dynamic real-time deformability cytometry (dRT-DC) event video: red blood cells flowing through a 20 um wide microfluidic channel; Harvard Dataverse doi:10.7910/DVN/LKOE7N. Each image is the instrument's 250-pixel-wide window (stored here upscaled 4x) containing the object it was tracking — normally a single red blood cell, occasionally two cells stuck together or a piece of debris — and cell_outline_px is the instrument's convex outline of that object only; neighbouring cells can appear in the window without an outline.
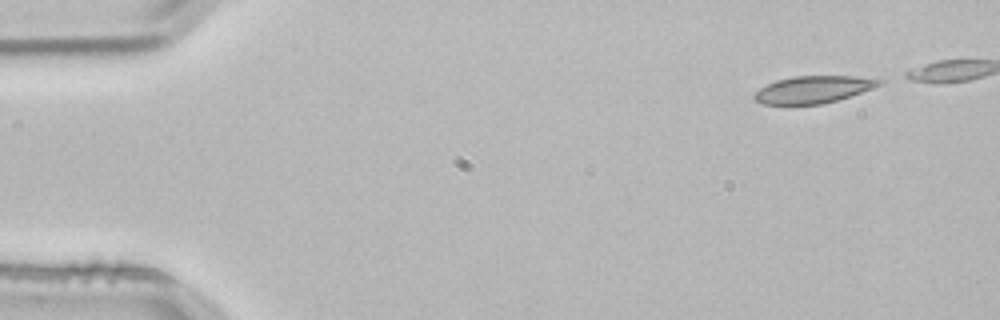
{"species": "common noctule bat (a hibernating species)", "species_latin": "Nyctalus noctula", "temperature_condition": "room temperature", "stored_images_in_passage": 3, "camera_frame_rate_fps": 3000, "um_per_image_px": 0.085, "animal": {"sex": "male", "body_mass_g": 21.5, "forearm_length_mm": 52.0}, "frame": {"image": 1, "passage_image": 1, "time_ms": 0.0, "image_size_px": [1000, 320], "cell_outline_px": [[884, 84], [836, 100], [820, 104], [764, 104], [756, 100], [752, 96], [760, 88], [776, 80], [792, 76], [852, 76], [884, 80]], "centroid_in_image_um": [69.12, 7.59], "position_along_channel_um": 15.9, "area_um2": 19.48}}